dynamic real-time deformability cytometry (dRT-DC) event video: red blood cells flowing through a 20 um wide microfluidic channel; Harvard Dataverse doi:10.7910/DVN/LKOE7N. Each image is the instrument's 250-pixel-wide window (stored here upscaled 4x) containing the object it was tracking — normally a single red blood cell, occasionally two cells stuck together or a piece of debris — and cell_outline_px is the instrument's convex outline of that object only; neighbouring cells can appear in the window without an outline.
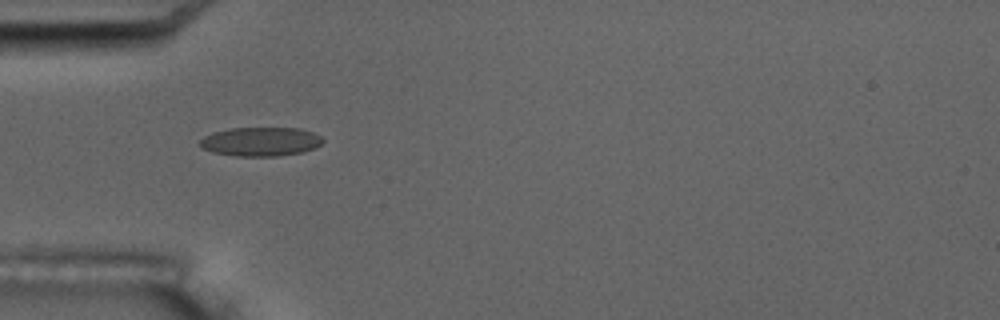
{"species": "common noctule bat (a hibernating species)", "species_latin": "Nyctalus noctula", "temperature_condition": "room temperature", "stored_images_in_passage": 15, "camera_frame_rate_fps": 3000, "um_per_image_px": 0.085, "animal": {"sex": "male", "body_mass_g": 17.5, "forearm_length_mm": 52.3}, "frame": {"image": 1, "passage_image": 5, "time_ms": 5.333, "image_size_px": [1000, 320], "cell_outline_px": [[324, 140], [316, 148], [304, 152], [280, 156], [236, 156], [212, 152], [200, 148], [200, 140], [204, 136], [212, 132], [232, 128], [300, 128], [312, 132], [320, 136]], "centroid_in_image_um": [22.15, 12.04], "position_along_channel_um": 62.8, "area_um2": 20.92}, "authors_computed_cell_mechanics": {"area_um2": 20.5768, "velocity_mm_per_s": 3.523, "shape_relaxation_time_tau1_ms": null, "shape_relaxation_time_tau2_ms": 0.8886, "deformation_change_tau1": null, "deformation_change_tau2": 0.0567}}